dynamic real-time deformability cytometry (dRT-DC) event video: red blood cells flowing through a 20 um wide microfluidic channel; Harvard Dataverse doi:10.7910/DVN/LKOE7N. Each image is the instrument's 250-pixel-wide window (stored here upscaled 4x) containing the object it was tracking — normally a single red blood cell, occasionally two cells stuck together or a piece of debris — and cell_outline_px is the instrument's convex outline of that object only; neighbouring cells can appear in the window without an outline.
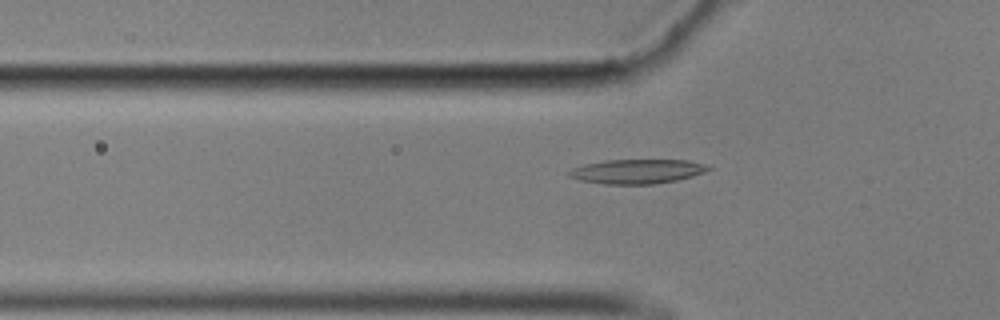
{"species": "common noctule bat (a hibernating species)", "species_latin": "Nyctalus noctula", "temperature_condition": "cold", "stored_images_in_passage": 52, "camera_frame_rate_fps": 3000, "um_per_image_px": 0.085, "animal": {"sex": "male", "body_mass_g": 17.9}, "frame": {"image": 1, "passage_image": 19, "time_ms": 6.0, "image_size_px": [1000, 320], "cell_outline_px": [[712, 168], [704, 172], [692, 176], [676, 180], [652, 184], [604, 184], [580, 180], [568, 176], [568, 172], [572, 168], [584, 164], [604, 160], [688, 160], [704, 164]], "centroid_in_image_um": [54.12, 14.56], "position_along_channel_um": 71.7, "area_um2": 19.71}}
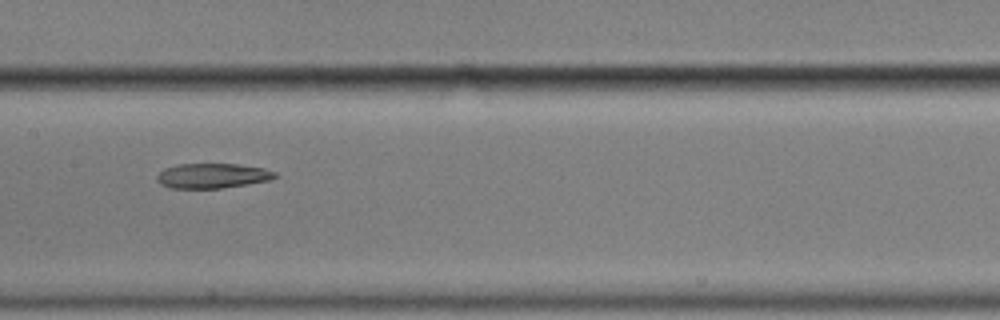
{"frame": {"image": 2, "passage_image": 29, "time_ms": 9.333, "image_size_px": [1000, 320], "cell_outline_px": [[276, 176], [268, 180], [248, 184], [220, 188], [168, 188], [160, 184], [156, 180], [156, 176], [164, 168], [180, 164], [236, 164], [264, 168], [276, 172]], "centroid_in_image_um": [18.01, 14.94], "position_along_channel_um": 189.4, "area_um2": 17.05}}
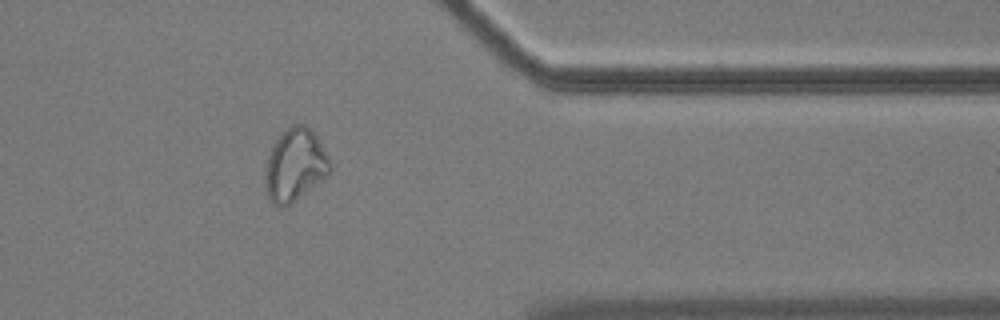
{"frame": {"image": 3, "passage_image": 47, "time_ms": 15.333, "image_size_px": [1000, 320], "cell_outline_px": [[332, 168], [328, 176], [296, 200], [284, 208], [276, 208], [268, 200], [264, 184], [264, 172], [268, 156], [280, 132], [292, 124], [304, 124], [316, 136], [328, 156], [332, 164]], "centroid_in_image_um": [25.05, 14.08], "position_along_channel_um": 386.4, "area_um2": 27.86}, "authors_computed_cell_mechanics": {"area_um2": 19.3919, "velocity_mm_per_s": 3.5106, "shape_relaxation_time_tau1_ms": null, "shape_relaxation_time_tau2_ms": 4.9027, "deformation_change_tau1": null, "deformation_change_tau2": 0.1086}}